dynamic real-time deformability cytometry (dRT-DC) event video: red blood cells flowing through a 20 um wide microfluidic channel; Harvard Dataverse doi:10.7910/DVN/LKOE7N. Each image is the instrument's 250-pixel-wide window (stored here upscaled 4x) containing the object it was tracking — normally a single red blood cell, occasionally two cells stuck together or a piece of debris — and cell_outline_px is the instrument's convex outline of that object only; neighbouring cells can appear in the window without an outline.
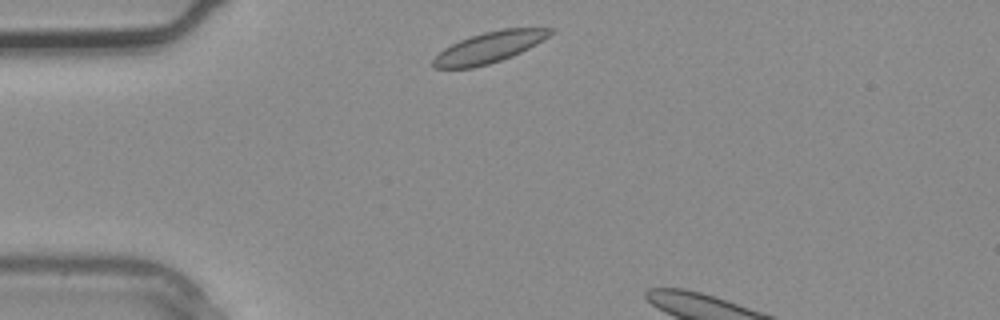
{"species": "common noctule bat (a hibernating species)", "species_latin": "Nyctalus noctula", "temperature_condition": "warm", "stored_images_in_passage": 3, "camera_frame_rate_fps": 3000, "um_per_image_px": 0.085, "animal": {"sex": "male", "body_mass_g": 20.4}, "frame": {"image": 1, "passage_image": 1, "time_ms": 0.0, "image_size_px": [1000, 320], "cell_outline_px": [[556, 28], [548, 36], [536, 44], [512, 56], [488, 64], [472, 68], [432, 68], [432, 60], [444, 48], [460, 40], [484, 32], [504, 28]], "centroid_in_image_um": [41.56, 4.03], "position_along_channel_um": 43.4, "area_um2": 20.81}}
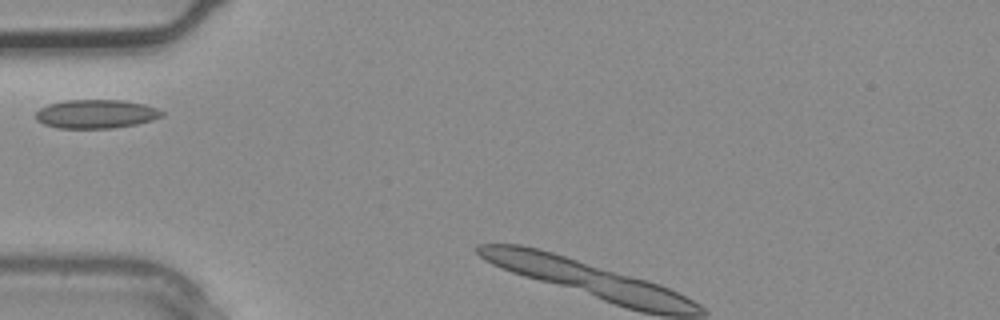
{"frame": {"image": 2, "passage_image": 2, "time_ms": 0.333, "image_size_px": [1000, 320], "cell_outline_px": [[164, 116], [152, 120], [136, 124], [112, 128], [60, 128], [44, 124], [36, 120], [36, 112], [40, 108], [48, 104], [64, 100], [124, 100], [144, 104], [156, 108], [164, 112]], "centroid_in_image_um": [8.17, 9.68], "position_along_channel_um": 76.8, "area_um2": 21.15}}